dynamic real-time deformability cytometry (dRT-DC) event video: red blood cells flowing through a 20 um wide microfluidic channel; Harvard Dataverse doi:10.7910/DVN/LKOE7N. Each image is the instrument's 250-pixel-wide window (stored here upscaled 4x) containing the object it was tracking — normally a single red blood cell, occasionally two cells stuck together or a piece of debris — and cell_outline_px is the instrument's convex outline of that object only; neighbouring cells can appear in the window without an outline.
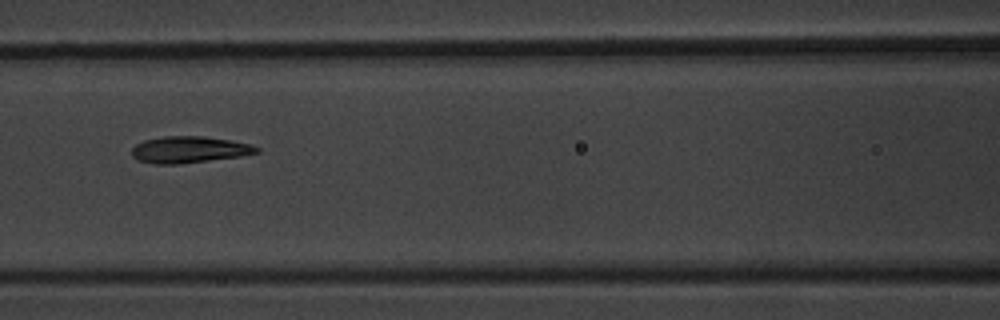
{"species": "common noctule bat (a hibernating species)", "species_latin": "Nyctalus noctula", "temperature_condition": "warm", "stored_images_in_passage": 13, "camera_frame_rate_fps": 3000, "um_per_image_px": 0.085, "animal": {"sex": "male", "body_mass_g": 20.1, "forearm_length_mm": 53.5}, "frame": {"image": 1, "passage_image": 6, "time_ms": 7.333, "image_size_px": [1000, 320], "cell_outline_px": [[260, 152], [240, 156], [180, 164], [152, 164], [140, 160], [132, 156], [132, 148], [136, 144], [144, 140], [164, 136], [204, 136], [252, 144], [260, 148]], "centroid_in_image_um": [16.09, 12.72], "position_along_channel_um": 150.5, "area_um2": 19.31}}
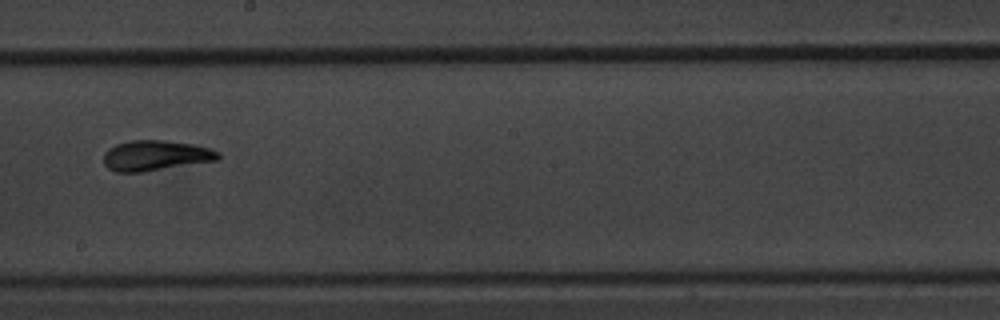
{"frame": {"image": 2, "passage_image": 8, "time_ms": 9.667, "image_size_px": [1000, 320], "cell_outline_px": [[220, 156], [216, 160], [144, 172], [116, 172], [108, 168], [104, 164], [104, 152], [108, 148], [116, 144], [132, 140], [164, 140], [196, 144], [220, 152]], "centroid_in_image_um": [13.2, 13.21], "position_along_channel_um": 235.0, "area_um2": 20.29}, "authors_computed_cell_mechanics": {"area_um2": 19.4786, "velocity_mm_per_s": 3.6301, "shape_relaxation_time_tau1_ms": 4.0393, "shape_relaxation_time_tau2_ms": 1.3222, "deformation_change_tau1": 0.146, "deformation_change_tau2": 0.0752}}